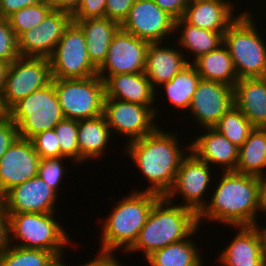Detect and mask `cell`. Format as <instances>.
Returning <instances> with one entry per match:
<instances>
[{"label":"cell","mask_w":266,"mask_h":266,"mask_svg":"<svg viewBox=\"0 0 266 266\" xmlns=\"http://www.w3.org/2000/svg\"><path fill=\"white\" fill-rule=\"evenodd\" d=\"M221 175L210 203L198 214L199 227L204 217L228 226H252L258 220L261 178L236 171Z\"/></svg>","instance_id":"1"},{"label":"cell","mask_w":266,"mask_h":266,"mask_svg":"<svg viewBox=\"0 0 266 266\" xmlns=\"http://www.w3.org/2000/svg\"><path fill=\"white\" fill-rule=\"evenodd\" d=\"M177 137L158 127L143 138L126 144L125 154L132 157L142 176L151 183L143 191L165 196L172 188L181 162L187 156Z\"/></svg>","instance_id":"2"},{"label":"cell","mask_w":266,"mask_h":266,"mask_svg":"<svg viewBox=\"0 0 266 266\" xmlns=\"http://www.w3.org/2000/svg\"><path fill=\"white\" fill-rule=\"evenodd\" d=\"M198 226V215L193 210L174 205L162 196L153 205L136 242L127 252L143 250L147 258L153 252L187 238Z\"/></svg>","instance_id":"3"},{"label":"cell","mask_w":266,"mask_h":266,"mask_svg":"<svg viewBox=\"0 0 266 266\" xmlns=\"http://www.w3.org/2000/svg\"><path fill=\"white\" fill-rule=\"evenodd\" d=\"M161 197L159 194L140 190L117 202L102 222V245L98 253L113 255V251L118 248L128 251L136 242L153 205Z\"/></svg>","instance_id":"4"},{"label":"cell","mask_w":266,"mask_h":266,"mask_svg":"<svg viewBox=\"0 0 266 266\" xmlns=\"http://www.w3.org/2000/svg\"><path fill=\"white\" fill-rule=\"evenodd\" d=\"M253 17L250 12H242L223 35V44L230 52L238 79L266 77V43Z\"/></svg>","instance_id":"5"},{"label":"cell","mask_w":266,"mask_h":266,"mask_svg":"<svg viewBox=\"0 0 266 266\" xmlns=\"http://www.w3.org/2000/svg\"><path fill=\"white\" fill-rule=\"evenodd\" d=\"M6 214L9 244L15 239L20 240L21 242L14 246L42 249L52 252L55 256L63 254L67 245L70 247V238L63 229L64 226L54 218V213Z\"/></svg>","instance_id":"6"},{"label":"cell","mask_w":266,"mask_h":266,"mask_svg":"<svg viewBox=\"0 0 266 266\" xmlns=\"http://www.w3.org/2000/svg\"><path fill=\"white\" fill-rule=\"evenodd\" d=\"M6 115L17 126L19 137L24 139L54 129L65 118L55 92L54 79L46 87L19 100Z\"/></svg>","instance_id":"7"},{"label":"cell","mask_w":266,"mask_h":266,"mask_svg":"<svg viewBox=\"0 0 266 266\" xmlns=\"http://www.w3.org/2000/svg\"><path fill=\"white\" fill-rule=\"evenodd\" d=\"M55 92L65 118L83 120L103 114L105 83L98 76L54 79Z\"/></svg>","instance_id":"8"},{"label":"cell","mask_w":266,"mask_h":266,"mask_svg":"<svg viewBox=\"0 0 266 266\" xmlns=\"http://www.w3.org/2000/svg\"><path fill=\"white\" fill-rule=\"evenodd\" d=\"M52 82L50 60L42 57L19 56L6 73L1 104L7 112L19 100Z\"/></svg>","instance_id":"9"},{"label":"cell","mask_w":266,"mask_h":266,"mask_svg":"<svg viewBox=\"0 0 266 266\" xmlns=\"http://www.w3.org/2000/svg\"><path fill=\"white\" fill-rule=\"evenodd\" d=\"M49 60L52 79H84L97 75V68L89 60L85 35L73 21Z\"/></svg>","instance_id":"10"},{"label":"cell","mask_w":266,"mask_h":266,"mask_svg":"<svg viewBox=\"0 0 266 266\" xmlns=\"http://www.w3.org/2000/svg\"><path fill=\"white\" fill-rule=\"evenodd\" d=\"M158 113L156 107L104 98L103 115L110 130L129 137L128 143L154 132L159 127L153 123Z\"/></svg>","instance_id":"11"},{"label":"cell","mask_w":266,"mask_h":266,"mask_svg":"<svg viewBox=\"0 0 266 266\" xmlns=\"http://www.w3.org/2000/svg\"><path fill=\"white\" fill-rule=\"evenodd\" d=\"M185 147L190 155L188 154L181 162L174 184L164 197L173 202L174 196L181 194L185 201L183 206L198 215L207 204L203 196L211 184L213 170L210 171L211 168L207 162L198 159L192 152L190 153V144Z\"/></svg>","instance_id":"12"},{"label":"cell","mask_w":266,"mask_h":266,"mask_svg":"<svg viewBox=\"0 0 266 266\" xmlns=\"http://www.w3.org/2000/svg\"><path fill=\"white\" fill-rule=\"evenodd\" d=\"M149 44L119 28L109 45L105 61L97 69V75L105 81L116 74L144 72Z\"/></svg>","instance_id":"13"},{"label":"cell","mask_w":266,"mask_h":266,"mask_svg":"<svg viewBox=\"0 0 266 266\" xmlns=\"http://www.w3.org/2000/svg\"><path fill=\"white\" fill-rule=\"evenodd\" d=\"M120 28L150 43L163 42L174 34L175 19L154 0H135Z\"/></svg>","instance_id":"14"},{"label":"cell","mask_w":266,"mask_h":266,"mask_svg":"<svg viewBox=\"0 0 266 266\" xmlns=\"http://www.w3.org/2000/svg\"><path fill=\"white\" fill-rule=\"evenodd\" d=\"M72 21L71 14L52 10L37 27L24 32L18 38L20 56L49 59Z\"/></svg>","instance_id":"15"},{"label":"cell","mask_w":266,"mask_h":266,"mask_svg":"<svg viewBox=\"0 0 266 266\" xmlns=\"http://www.w3.org/2000/svg\"><path fill=\"white\" fill-rule=\"evenodd\" d=\"M234 105L233 87L221 82L201 79L188 111L203 128H213Z\"/></svg>","instance_id":"16"},{"label":"cell","mask_w":266,"mask_h":266,"mask_svg":"<svg viewBox=\"0 0 266 266\" xmlns=\"http://www.w3.org/2000/svg\"><path fill=\"white\" fill-rule=\"evenodd\" d=\"M39 162L30 139L18 137L0 159V195L37 176Z\"/></svg>","instance_id":"17"},{"label":"cell","mask_w":266,"mask_h":266,"mask_svg":"<svg viewBox=\"0 0 266 266\" xmlns=\"http://www.w3.org/2000/svg\"><path fill=\"white\" fill-rule=\"evenodd\" d=\"M57 193L38 175L2 196L6 213H54Z\"/></svg>","instance_id":"18"},{"label":"cell","mask_w":266,"mask_h":266,"mask_svg":"<svg viewBox=\"0 0 266 266\" xmlns=\"http://www.w3.org/2000/svg\"><path fill=\"white\" fill-rule=\"evenodd\" d=\"M163 47L162 42H151L148 46L144 74L156 90L161 84L169 82L177 73L191 62L183 50Z\"/></svg>","instance_id":"19"},{"label":"cell","mask_w":266,"mask_h":266,"mask_svg":"<svg viewBox=\"0 0 266 266\" xmlns=\"http://www.w3.org/2000/svg\"><path fill=\"white\" fill-rule=\"evenodd\" d=\"M203 135L198 136L190 144V152L209 165L223 167L222 172L235 171L238 161L239 147L217 132L214 128H204Z\"/></svg>","instance_id":"20"},{"label":"cell","mask_w":266,"mask_h":266,"mask_svg":"<svg viewBox=\"0 0 266 266\" xmlns=\"http://www.w3.org/2000/svg\"><path fill=\"white\" fill-rule=\"evenodd\" d=\"M229 0H212L189 3L183 19L193 26L213 32H225L238 17Z\"/></svg>","instance_id":"21"},{"label":"cell","mask_w":266,"mask_h":266,"mask_svg":"<svg viewBox=\"0 0 266 266\" xmlns=\"http://www.w3.org/2000/svg\"><path fill=\"white\" fill-rule=\"evenodd\" d=\"M105 98L152 106L156 90L150 80L141 73H123L109 76L105 81Z\"/></svg>","instance_id":"22"},{"label":"cell","mask_w":266,"mask_h":266,"mask_svg":"<svg viewBox=\"0 0 266 266\" xmlns=\"http://www.w3.org/2000/svg\"><path fill=\"white\" fill-rule=\"evenodd\" d=\"M234 91V105L255 128L266 126V77L239 79Z\"/></svg>","instance_id":"23"},{"label":"cell","mask_w":266,"mask_h":266,"mask_svg":"<svg viewBox=\"0 0 266 266\" xmlns=\"http://www.w3.org/2000/svg\"><path fill=\"white\" fill-rule=\"evenodd\" d=\"M237 235L220 252L217 261L223 266H266L260 240L252 226H239Z\"/></svg>","instance_id":"24"},{"label":"cell","mask_w":266,"mask_h":266,"mask_svg":"<svg viewBox=\"0 0 266 266\" xmlns=\"http://www.w3.org/2000/svg\"><path fill=\"white\" fill-rule=\"evenodd\" d=\"M83 31L89 60L98 69L105 61L114 34L120 24L109 18L73 20Z\"/></svg>","instance_id":"25"},{"label":"cell","mask_w":266,"mask_h":266,"mask_svg":"<svg viewBox=\"0 0 266 266\" xmlns=\"http://www.w3.org/2000/svg\"><path fill=\"white\" fill-rule=\"evenodd\" d=\"M111 130L105 116L78 120L79 163L104 156ZM103 154V155H102Z\"/></svg>","instance_id":"26"},{"label":"cell","mask_w":266,"mask_h":266,"mask_svg":"<svg viewBox=\"0 0 266 266\" xmlns=\"http://www.w3.org/2000/svg\"><path fill=\"white\" fill-rule=\"evenodd\" d=\"M201 79L234 87L239 80L230 52L224 44L191 61Z\"/></svg>","instance_id":"27"},{"label":"cell","mask_w":266,"mask_h":266,"mask_svg":"<svg viewBox=\"0 0 266 266\" xmlns=\"http://www.w3.org/2000/svg\"><path fill=\"white\" fill-rule=\"evenodd\" d=\"M264 168H266V130L254 128L239 148L235 171L262 178L266 176Z\"/></svg>","instance_id":"28"},{"label":"cell","mask_w":266,"mask_h":266,"mask_svg":"<svg viewBox=\"0 0 266 266\" xmlns=\"http://www.w3.org/2000/svg\"><path fill=\"white\" fill-rule=\"evenodd\" d=\"M197 227L187 238L153 252L146 259L150 266H203L196 245L189 239L198 232Z\"/></svg>","instance_id":"29"},{"label":"cell","mask_w":266,"mask_h":266,"mask_svg":"<svg viewBox=\"0 0 266 266\" xmlns=\"http://www.w3.org/2000/svg\"><path fill=\"white\" fill-rule=\"evenodd\" d=\"M179 42L177 44L184 50L193 53L194 60L199 56L217 49L223 44L225 32H213L188 24L183 18L175 20V31L179 29ZM183 31H182V30Z\"/></svg>","instance_id":"30"},{"label":"cell","mask_w":266,"mask_h":266,"mask_svg":"<svg viewBox=\"0 0 266 266\" xmlns=\"http://www.w3.org/2000/svg\"><path fill=\"white\" fill-rule=\"evenodd\" d=\"M200 80L201 77L196 68L190 63L169 82H165L160 86L164 85V91H166L169 103L184 112V110L189 109L193 94Z\"/></svg>","instance_id":"31"},{"label":"cell","mask_w":266,"mask_h":266,"mask_svg":"<svg viewBox=\"0 0 266 266\" xmlns=\"http://www.w3.org/2000/svg\"><path fill=\"white\" fill-rule=\"evenodd\" d=\"M213 128L240 148L255 127L242 112L233 105Z\"/></svg>","instance_id":"32"},{"label":"cell","mask_w":266,"mask_h":266,"mask_svg":"<svg viewBox=\"0 0 266 266\" xmlns=\"http://www.w3.org/2000/svg\"><path fill=\"white\" fill-rule=\"evenodd\" d=\"M54 256L46 250L9 244L0 255V266H46Z\"/></svg>","instance_id":"33"},{"label":"cell","mask_w":266,"mask_h":266,"mask_svg":"<svg viewBox=\"0 0 266 266\" xmlns=\"http://www.w3.org/2000/svg\"><path fill=\"white\" fill-rule=\"evenodd\" d=\"M53 10L48 0L14 12L7 17L10 27L18 39L24 32L37 27Z\"/></svg>","instance_id":"34"},{"label":"cell","mask_w":266,"mask_h":266,"mask_svg":"<svg viewBox=\"0 0 266 266\" xmlns=\"http://www.w3.org/2000/svg\"><path fill=\"white\" fill-rule=\"evenodd\" d=\"M61 153L79 164L78 120L62 119L54 128Z\"/></svg>","instance_id":"35"},{"label":"cell","mask_w":266,"mask_h":266,"mask_svg":"<svg viewBox=\"0 0 266 266\" xmlns=\"http://www.w3.org/2000/svg\"><path fill=\"white\" fill-rule=\"evenodd\" d=\"M63 158L68 157H53L40 158L38 167V176L42 178L57 194L59 185H61L63 174L65 173ZM62 161V162H61Z\"/></svg>","instance_id":"36"},{"label":"cell","mask_w":266,"mask_h":266,"mask_svg":"<svg viewBox=\"0 0 266 266\" xmlns=\"http://www.w3.org/2000/svg\"><path fill=\"white\" fill-rule=\"evenodd\" d=\"M19 56L18 39L10 27L8 19L0 17V61L10 64Z\"/></svg>","instance_id":"37"},{"label":"cell","mask_w":266,"mask_h":266,"mask_svg":"<svg viewBox=\"0 0 266 266\" xmlns=\"http://www.w3.org/2000/svg\"><path fill=\"white\" fill-rule=\"evenodd\" d=\"M30 141L40 158L65 157L61 153L54 129L39 132Z\"/></svg>","instance_id":"38"},{"label":"cell","mask_w":266,"mask_h":266,"mask_svg":"<svg viewBox=\"0 0 266 266\" xmlns=\"http://www.w3.org/2000/svg\"><path fill=\"white\" fill-rule=\"evenodd\" d=\"M106 0H81L78 9L72 14L73 20L105 18Z\"/></svg>","instance_id":"39"},{"label":"cell","mask_w":266,"mask_h":266,"mask_svg":"<svg viewBox=\"0 0 266 266\" xmlns=\"http://www.w3.org/2000/svg\"><path fill=\"white\" fill-rule=\"evenodd\" d=\"M18 137L17 126L5 115L0 119V159Z\"/></svg>","instance_id":"40"},{"label":"cell","mask_w":266,"mask_h":266,"mask_svg":"<svg viewBox=\"0 0 266 266\" xmlns=\"http://www.w3.org/2000/svg\"><path fill=\"white\" fill-rule=\"evenodd\" d=\"M134 2L135 0H106L105 18L115 20L121 24Z\"/></svg>","instance_id":"41"},{"label":"cell","mask_w":266,"mask_h":266,"mask_svg":"<svg viewBox=\"0 0 266 266\" xmlns=\"http://www.w3.org/2000/svg\"><path fill=\"white\" fill-rule=\"evenodd\" d=\"M154 2L175 20L183 17L189 4L187 0H154Z\"/></svg>","instance_id":"42"},{"label":"cell","mask_w":266,"mask_h":266,"mask_svg":"<svg viewBox=\"0 0 266 266\" xmlns=\"http://www.w3.org/2000/svg\"><path fill=\"white\" fill-rule=\"evenodd\" d=\"M45 0H0V17L7 18L20 9L39 4Z\"/></svg>","instance_id":"43"},{"label":"cell","mask_w":266,"mask_h":266,"mask_svg":"<svg viewBox=\"0 0 266 266\" xmlns=\"http://www.w3.org/2000/svg\"><path fill=\"white\" fill-rule=\"evenodd\" d=\"M9 245L7 214L3 206L0 207V255Z\"/></svg>","instance_id":"44"},{"label":"cell","mask_w":266,"mask_h":266,"mask_svg":"<svg viewBox=\"0 0 266 266\" xmlns=\"http://www.w3.org/2000/svg\"><path fill=\"white\" fill-rule=\"evenodd\" d=\"M53 10L73 14L79 7L81 0H48Z\"/></svg>","instance_id":"45"},{"label":"cell","mask_w":266,"mask_h":266,"mask_svg":"<svg viewBox=\"0 0 266 266\" xmlns=\"http://www.w3.org/2000/svg\"><path fill=\"white\" fill-rule=\"evenodd\" d=\"M92 260V266H122L114 255H101Z\"/></svg>","instance_id":"46"},{"label":"cell","mask_w":266,"mask_h":266,"mask_svg":"<svg viewBox=\"0 0 266 266\" xmlns=\"http://www.w3.org/2000/svg\"><path fill=\"white\" fill-rule=\"evenodd\" d=\"M252 227L257 232V235H258L259 240H260L261 251H262L264 259L266 261V226H265V228H261V225L259 227L257 224V221H255V223L252 225Z\"/></svg>","instance_id":"47"},{"label":"cell","mask_w":266,"mask_h":266,"mask_svg":"<svg viewBox=\"0 0 266 266\" xmlns=\"http://www.w3.org/2000/svg\"><path fill=\"white\" fill-rule=\"evenodd\" d=\"M259 211L266 212V176L261 178Z\"/></svg>","instance_id":"48"},{"label":"cell","mask_w":266,"mask_h":266,"mask_svg":"<svg viewBox=\"0 0 266 266\" xmlns=\"http://www.w3.org/2000/svg\"><path fill=\"white\" fill-rule=\"evenodd\" d=\"M8 66H9V64L0 61V96H1L3 89H4Z\"/></svg>","instance_id":"49"},{"label":"cell","mask_w":266,"mask_h":266,"mask_svg":"<svg viewBox=\"0 0 266 266\" xmlns=\"http://www.w3.org/2000/svg\"><path fill=\"white\" fill-rule=\"evenodd\" d=\"M61 255L54 256L46 266H66ZM68 266V265H67Z\"/></svg>","instance_id":"50"},{"label":"cell","mask_w":266,"mask_h":266,"mask_svg":"<svg viewBox=\"0 0 266 266\" xmlns=\"http://www.w3.org/2000/svg\"><path fill=\"white\" fill-rule=\"evenodd\" d=\"M6 115V111L3 109L1 104V96H0V119Z\"/></svg>","instance_id":"51"},{"label":"cell","mask_w":266,"mask_h":266,"mask_svg":"<svg viewBox=\"0 0 266 266\" xmlns=\"http://www.w3.org/2000/svg\"><path fill=\"white\" fill-rule=\"evenodd\" d=\"M188 3H193V2H202V1H212V0H187Z\"/></svg>","instance_id":"52"},{"label":"cell","mask_w":266,"mask_h":266,"mask_svg":"<svg viewBox=\"0 0 266 266\" xmlns=\"http://www.w3.org/2000/svg\"><path fill=\"white\" fill-rule=\"evenodd\" d=\"M82 266H92V260H89L88 263L86 262Z\"/></svg>","instance_id":"53"},{"label":"cell","mask_w":266,"mask_h":266,"mask_svg":"<svg viewBox=\"0 0 266 266\" xmlns=\"http://www.w3.org/2000/svg\"><path fill=\"white\" fill-rule=\"evenodd\" d=\"M2 206V196L0 195V207Z\"/></svg>","instance_id":"54"}]
</instances>
